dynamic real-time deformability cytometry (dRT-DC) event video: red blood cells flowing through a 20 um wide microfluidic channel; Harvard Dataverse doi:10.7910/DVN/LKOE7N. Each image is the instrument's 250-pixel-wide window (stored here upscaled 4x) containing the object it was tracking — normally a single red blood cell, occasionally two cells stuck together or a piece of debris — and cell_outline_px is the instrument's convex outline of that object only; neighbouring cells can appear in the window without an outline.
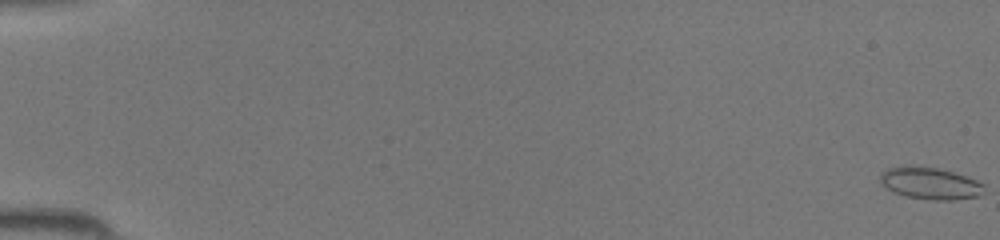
{"species": "common noctule bat (a hibernating species)", "species_latin": "Nyctalus noctula", "temperature_condition": "room temperature", "stored_images_in_passage": 46, "camera_frame_rate_fps": 3000, "um_per_image_px": 0.085, "animal": {"sex": "female", "body_mass_g": 19.5, "forearm_length_mm": 54.1}, "frame": {"image": 1, "passage_image": 1, "time_ms": 0.0, "image_size_px": [1000, 240], "cell_outline_px": [[984, 192], [980, 196], [952, 200], [932, 200], [904, 196], [892, 192], [880, 184], [880, 172], [888, 168], [908, 164], [912, 164], [936, 168], [952, 172], [976, 180], [984, 184]], "centroid_in_image_um": [79.01, 15.57], "position_along_channel_um": 6.0, "area_um2": 19.71}}
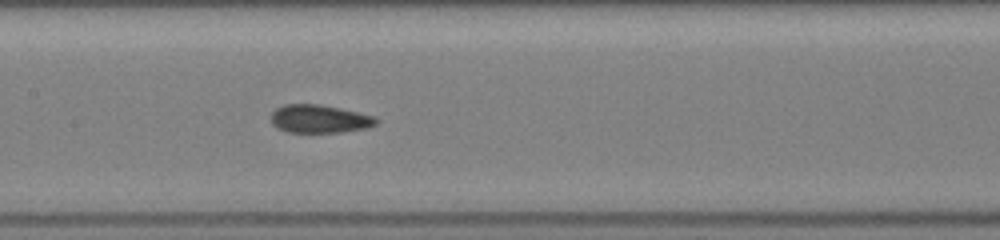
{"frame": {"image": 2, "passage_image": 24, "time_ms": 7.667, "image_size_px": [1000, 240], "cell_outline_px": [[380, 120], [376, 124], [368, 128], [340, 132], [288, 132], [276, 128], [272, 124], [272, 112], [276, 108], [284, 104], [320, 104], [340, 108], [376, 116]], "centroid_in_image_um": [27.18, 10.1], "position_along_channel_um": 180.2, "area_um2": 17.4}}
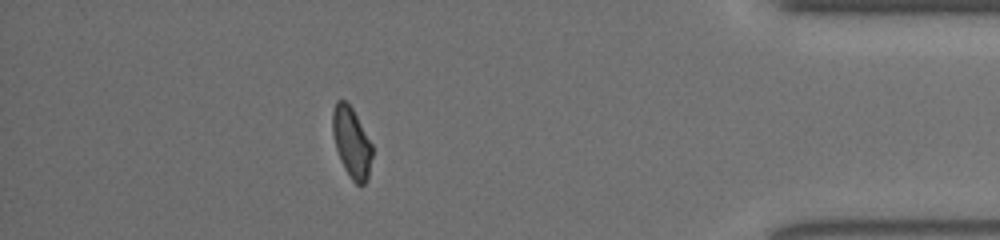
{"frame": {"image": 3, "passage_image": 41, "time_ms": 13.333, "image_size_px": [1000, 240], "cell_outline_px": [[372, 156], [368, 180], [364, 184], [356, 184], [352, 180], [344, 168], [340, 160], [336, 148], [332, 132], [332, 112], [336, 100], [344, 100], [352, 108], [372, 144]], "centroid_in_image_um": [29.88, 12.12], "position_along_channel_um": 405.3, "area_um2": 16.24}}